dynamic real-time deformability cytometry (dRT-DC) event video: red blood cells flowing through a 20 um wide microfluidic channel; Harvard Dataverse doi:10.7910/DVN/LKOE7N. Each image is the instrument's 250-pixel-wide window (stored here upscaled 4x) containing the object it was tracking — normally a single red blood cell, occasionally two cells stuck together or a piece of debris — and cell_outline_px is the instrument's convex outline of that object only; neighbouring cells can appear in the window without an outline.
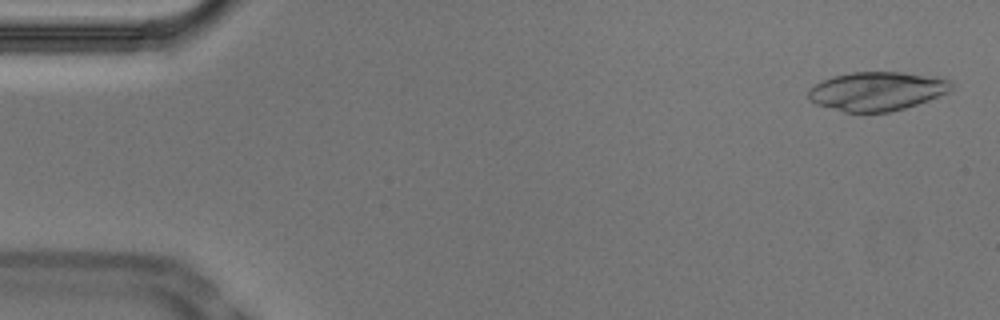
{"species": "Egyptian fruit bat (a non-hibernating species)", "species_latin": "Rousettus aegyptiacus", "temperature_condition": "cold", "stored_images_in_passage": 53, "camera_frame_rate_fps": 3000, "um_per_image_px": 0.085, "animal": {"sex": "male"}, "frame": {"image": 1, "passage_image": 2, "time_ms": 0.333, "image_size_px": [1000, 320], "cell_outline_px": [[952, 88], [948, 92], [928, 100], [904, 108], [888, 112], [844, 112], [816, 104], [808, 96], [808, 88], [832, 76], [852, 72], [900, 72], [928, 76], [952, 80]], "centroid_in_image_um": [74.52, 7.75], "position_along_channel_um": 10.5, "area_um2": 32.08}}
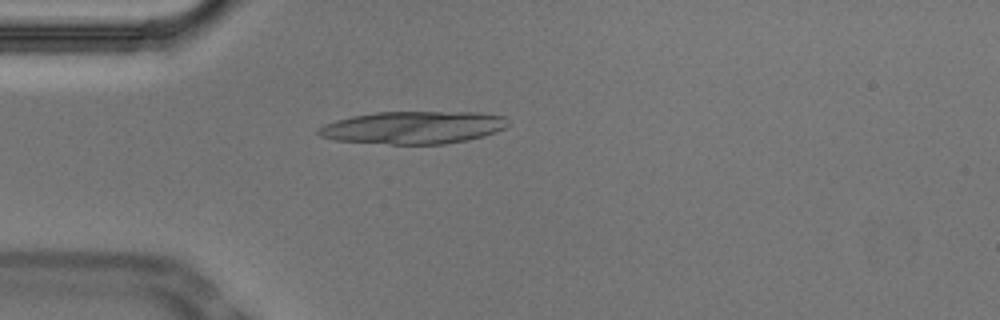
{"frame": {"image": 2, "passage_image": 14, "time_ms": 4.333, "image_size_px": [1000, 320], "cell_outline_px": [[508, 124], [504, 128], [496, 132], [484, 136], [468, 140], [444, 144], [388, 144], [336, 140], [320, 136], [316, 132], [324, 124], [336, 120], [352, 116], [376, 112], [480, 112], [508, 116]], "centroid_in_image_um": [35.18, 10.83], "position_along_channel_um": 49.8, "area_um2": 36.18}}